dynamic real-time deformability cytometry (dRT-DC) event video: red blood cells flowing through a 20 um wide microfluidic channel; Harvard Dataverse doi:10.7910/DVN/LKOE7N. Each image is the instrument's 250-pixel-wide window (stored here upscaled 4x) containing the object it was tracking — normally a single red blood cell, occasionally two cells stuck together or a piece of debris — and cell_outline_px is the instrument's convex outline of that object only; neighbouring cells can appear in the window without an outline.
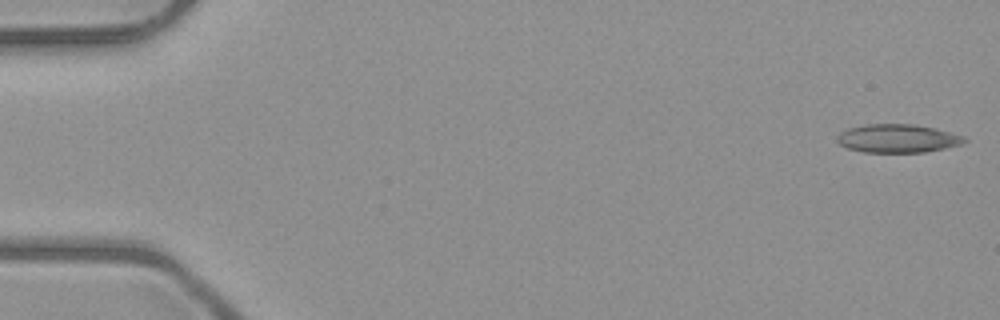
{"species": "common noctule bat (a hibernating species)", "species_latin": "Nyctalus noctula", "temperature_condition": "room temperature", "stored_images_in_passage": 8, "camera_frame_rate_fps": 3000, "um_per_image_px": 0.085, "animal": {"sex": "male", "body_mass_g": 23.1, "forearm_length_mm": 52.7}, "frame": {"image": 1, "passage_image": 1, "time_ms": 0.0, "image_size_px": [1000, 320], "cell_outline_px": [[968, 140], [964, 144], [924, 152], [864, 152], [848, 148], [840, 144], [836, 140], [836, 136], [840, 132], [848, 128], [864, 124], [916, 124], [936, 128], [964, 136]], "centroid_in_image_um": [76.31, 11.76], "position_along_channel_um": 8.7, "area_um2": 21.21}}